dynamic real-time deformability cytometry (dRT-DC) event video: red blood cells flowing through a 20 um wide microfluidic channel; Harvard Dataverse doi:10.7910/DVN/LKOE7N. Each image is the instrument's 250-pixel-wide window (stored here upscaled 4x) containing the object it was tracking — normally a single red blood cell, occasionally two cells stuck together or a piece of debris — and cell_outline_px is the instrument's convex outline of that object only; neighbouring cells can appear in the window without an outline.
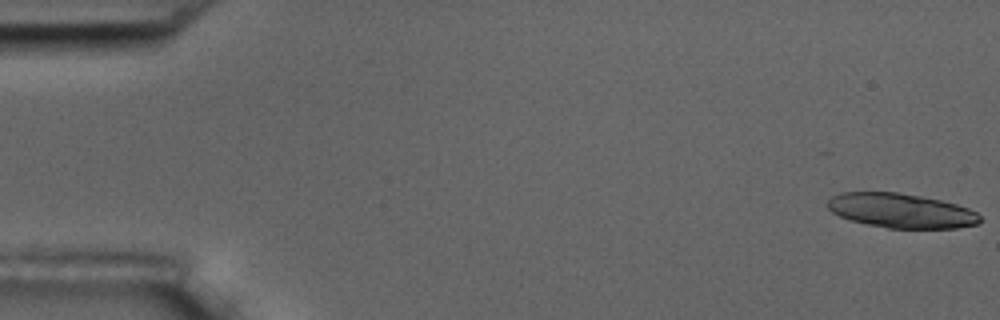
{"species": "common noctule bat (a hibernating species)", "species_latin": "Nyctalus noctula", "temperature_condition": "room temperature", "stored_images_in_passage": 5, "camera_frame_rate_fps": 3000, "um_per_image_px": 0.085, "animal": {"sex": "male", "body_mass_g": 17.5, "forearm_length_mm": 52.3}, "frame": {"image": 1, "passage_image": 1, "time_ms": 0.0, "image_size_px": [1000, 320], "cell_outline_px": [[980, 220], [976, 224], [956, 228], [888, 228], [848, 220], [832, 212], [828, 208], [828, 200], [832, 196], [840, 192], [896, 192], [920, 196], [940, 200], [956, 204], [968, 208], [976, 212], [980, 216]], "centroid_in_image_um": [76.56, 17.9], "position_along_channel_um": 8.4, "area_um2": 30.46}}